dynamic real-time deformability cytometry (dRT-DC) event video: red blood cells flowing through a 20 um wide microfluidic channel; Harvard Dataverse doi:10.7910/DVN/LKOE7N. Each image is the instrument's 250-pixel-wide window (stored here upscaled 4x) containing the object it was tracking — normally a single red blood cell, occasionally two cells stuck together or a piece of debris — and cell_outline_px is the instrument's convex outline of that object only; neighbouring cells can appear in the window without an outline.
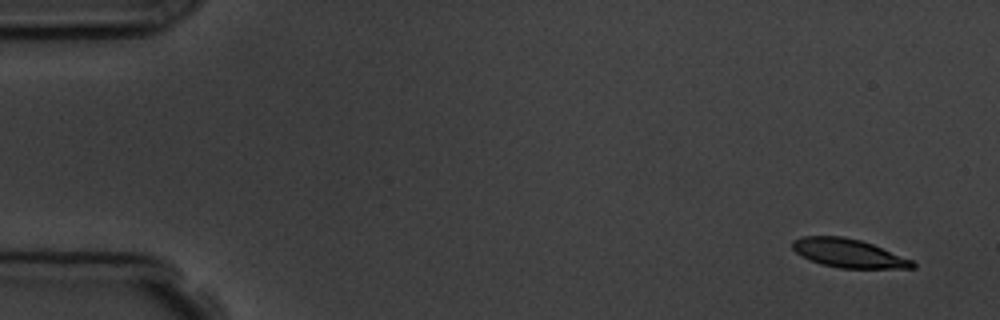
{"species": "common noctule bat (a hibernating species)", "species_latin": "Nyctalus noctula", "temperature_condition": "room temperature", "stored_images_in_passage": 8, "camera_frame_rate_fps": 3000, "um_per_image_px": 0.085, "animal": {"sex": "male", "body_mass_g": 19.5, "forearm_length_mm": 54.6}, "frame": {"image": 1, "passage_image": 1, "time_ms": 0.0, "image_size_px": [1000, 320], "cell_outline_px": [[916, 268], [840, 268], [820, 264], [800, 256], [792, 248], [792, 240], [800, 236], [844, 236], [860, 240], [872, 244], [912, 260], [916, 264]], "centroid_in_image_um": [72.08, 21.52], "position_along_channel_um": 12.9, "area_um2": 20.06}}
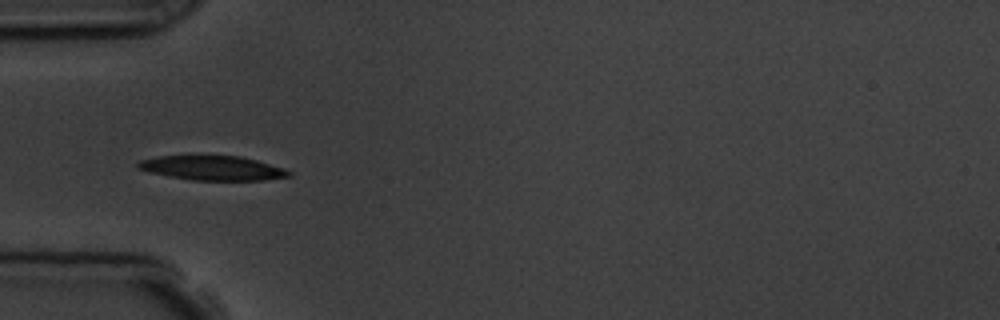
{"frame": {"image": 2, "passage_image": 5, "time_ms": 4.667, "image_size_px": [1000, 320], "cell_outline_px": [[292, 176], [264, 180], [192, 180], [168, 176], [148, 172], [136, 168], [136, 164], [140, 160], [156, 156], [240, 156], [256, 160], [284, 168], [292, 172]], "centroid_in_image_um": [18.05, 14.28], "position_along_channel_um": 67.0, "area_um2": 21.5}}